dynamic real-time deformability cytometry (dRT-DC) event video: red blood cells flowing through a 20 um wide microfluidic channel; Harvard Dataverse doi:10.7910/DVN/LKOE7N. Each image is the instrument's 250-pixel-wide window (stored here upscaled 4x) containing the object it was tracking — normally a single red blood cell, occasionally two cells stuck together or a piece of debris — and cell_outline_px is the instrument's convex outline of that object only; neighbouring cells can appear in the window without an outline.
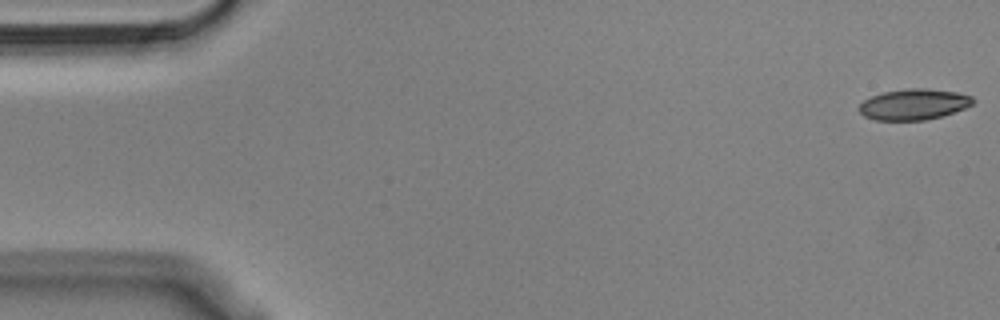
{"species": "Egyptian fruit bat (a non-hibernating species)", "species_latin": "Rousettus aegyptiacus", "temperature_condition": "cold", "stored_images_in_passage": 55, "camera_frame_rate_fps": 3000, "um_per_image_px": 0.085, "animal": {"sex": "male"}, "frame": {"image": 1, "passage_image": 1, "time_ms": 0.0, "image_size_px": [1000, 320], "cell_outline_px": [[976, 100], [972, 104], [964, 108], [940, 116], [924, 120], [876, 120], [864, 116], [856, 108], [864, 100], [872, 96], [884, 92], [912, 88], [924, 88], [956, 92], [972, 96]], "centroid_in_image_um": [77.65, 8.87], "position_along_channel_um": 7.3, "area_um2": 20.29}}
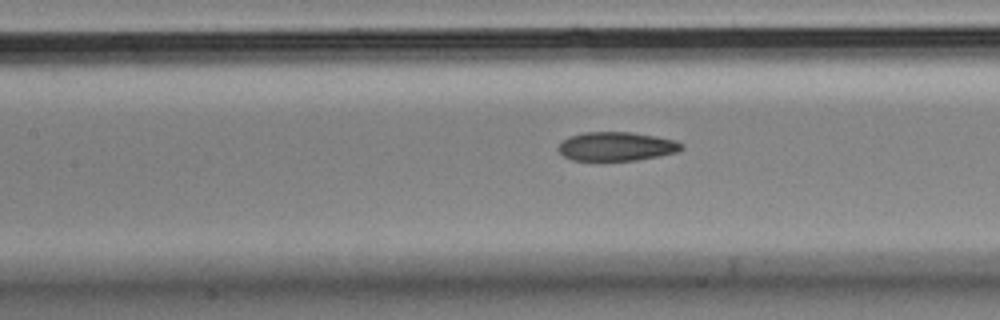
{"frame": {"image": 2, "passage_image": 24, "time_ms": 7.667, "image_size_px": [1000, 320], "cell_outline_px": [[684, 148], [680, 152], [660, 156], [636, 160], [572, 160], [564, 156], [556, 148], [568, 136], [584, 132], [632, 132], [656, 136], [676, 140], [684, 144]], "centroid_in_image_um": [52.45, 12.44], "position_along_channel_um": 155.0, "area_um2": 20.92}}
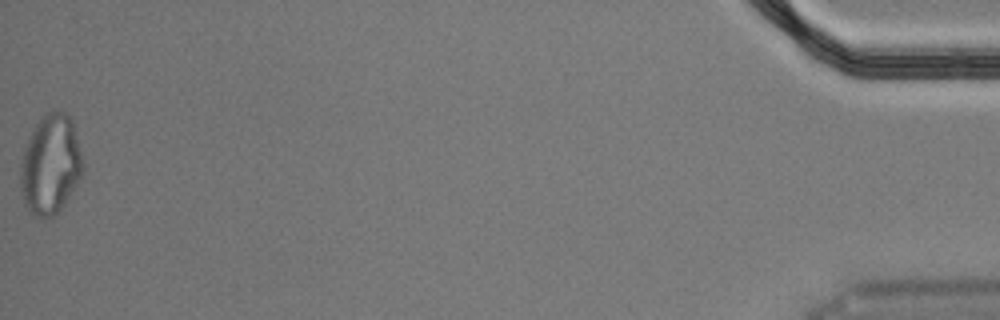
{"frame": {"image": 3, "passage_image": 55, "time_ms": 18.0, "image_size_px": [1000, 320], "cell_outline_px": [[84, 168], [76, 184], [64, 204], [52, 216], [36, 216], [28, 212], [24, 204], [20, 188], [20, 164], [24, 148], [32, 128], [40, 116], [56, 108], [64, 112], [72, 120], [84, 164]], "centroid_in_image_um": [4.26, 13.94], "position_along_channel_um": 430.9, "area_um2": 36.36}, "authors_computed_cell_mechanics": {"area_um2": 21.6172, "velocity_mm_per_s": 3.6289, "shape_relaxation_time_tau1_ms": null, "shape_relaxation_time_tau2_ms": 3.0583, "deformation_change_tau1": null, "deformation_change_tau2": 0.0901}}